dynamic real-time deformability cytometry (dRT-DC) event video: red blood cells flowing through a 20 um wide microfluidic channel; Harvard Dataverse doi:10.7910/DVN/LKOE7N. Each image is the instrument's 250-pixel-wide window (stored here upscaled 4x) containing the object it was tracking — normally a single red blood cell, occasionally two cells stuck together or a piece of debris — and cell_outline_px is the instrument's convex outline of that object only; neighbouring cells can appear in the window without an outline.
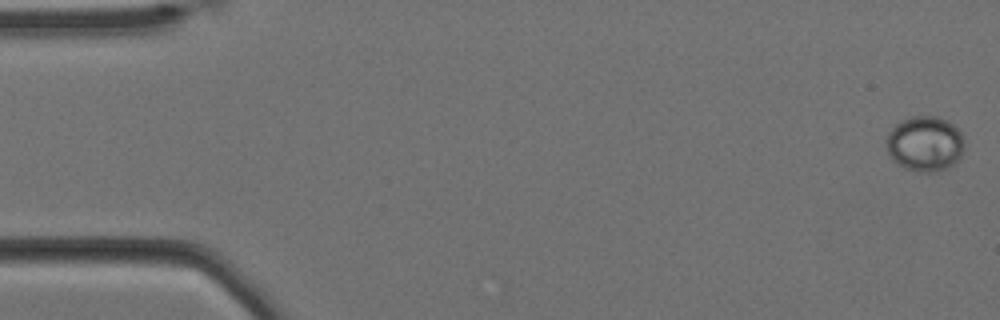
{"species": "Egyptian fruit bat (a non-hibernating species)", "species_latin": "Rousettus aegyptiacus", "temperature_condition": "cold", "stored_images_in_passage": 9, "camera_frame_rate_fps": 3000, "um_per_image_px": 0.085, "animal": {"sex": "female"}, "frame": {"image": 1, "passage_image": 1, "time_ms": 0.0, "image_size_px": [1000, 320], "cell_outline_px": [[964, 144], [960, 156], [948, 168], [932, 172], [920, 172], [904, 168], [896, 164], [888, 156], [888, 132], [900, 120], [912, 116], [936, 116], [948, 120], [964, 136]], "centroid_in_image_um": [78.61, 12.21], "position_along_channel_um": 6.4, "area_um2": 25.14}}